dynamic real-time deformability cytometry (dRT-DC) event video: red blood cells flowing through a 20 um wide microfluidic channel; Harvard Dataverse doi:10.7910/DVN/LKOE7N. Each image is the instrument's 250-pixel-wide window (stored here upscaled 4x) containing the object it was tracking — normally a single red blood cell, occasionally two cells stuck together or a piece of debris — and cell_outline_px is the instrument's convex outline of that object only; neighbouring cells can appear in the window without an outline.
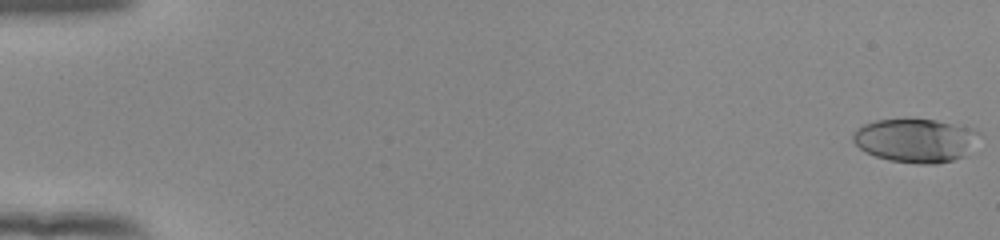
{"species": "human", "species_latin": "Homo sapiens", "temperature_condition": "room temperature", "stored_images_in_passage": 55, "camera_frame_rate_fps": 3000, "um_per_image_px": 0.085, "donor": {"sex": "female"}, "frame": {"image": 1, "passage_image": 1, "time_ms": 0.0, "image_size_px": [1000, 240], "cell_outline_px": [[980, 132], [964, 156], [952, 160], [936, 164], [916, 164], [888, 160], [864, 152], [852, 140], [852, 136], [856, 128], [864, 124], [876, 120], [912, 116], [936, 120], [972, 128]], "centroid_in_image_um": [77.75, 11.9], "position_along_channel_um": 7.3, "area_um2": 32.66}}
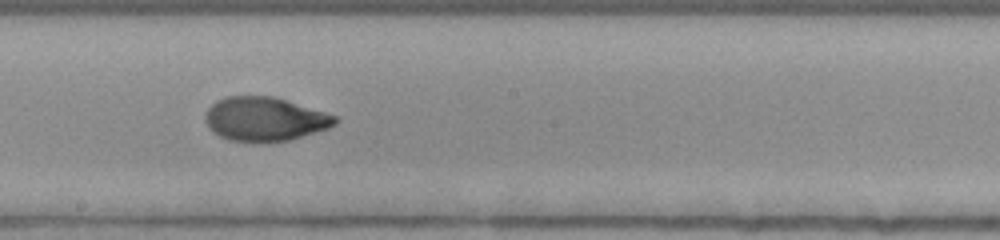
{"frame": {"image": 2, "passage_image": 32, "time_ms": 10.333, "image_size_px": [1000, 240], "cell_outline_px": [[340, 120], [336, 124], [328, 128], [288, 140], [256, 144], [252, 144], [228, 140], [212, 132], [208, 128], [204, 120], [204, 116], [208, 108], [216, 100], [228, 96], [272, 96], [324, 112], [336, 116]], "centroid_in_image_um": [22.44, 10.15], "position_along_channel_um": 225.8, "area_um2": 33.58}}
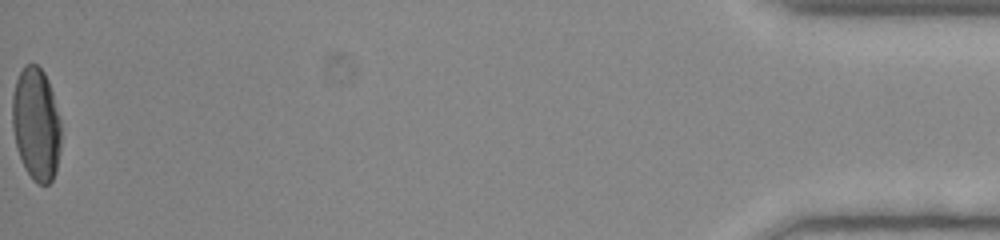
{"frame": {"image": 3, "passage_image": 55, "time_ms": 18.0, "image_size_px": [1000, 240], "cell_outline_px": [[60, 152], [56, 172], [52, 180], [48, 184], [36, 184], [32, 180], [24, 168], [16, 148], [12, 128], [12, 96], [16, 80], [24, 64], [36, 64], [44, 72], [48, 80], [52, 92], [60, 120]], "centroid_in_image_um": [3.06, 10.58], "position_along_channel_um": 432.1, "area_um2": 32.43}, "authors_computed_cell_mechanics": {"area_um2": 32.657, "velocity_mm_per_s": 3.8954, "shape_relaxation_time_tau1_ms": 5.2648, "shape_relaxation_time_tau2_ms": 1.0175, "deformation_change_tau1": 0.2159, "deformation_change_tau2": 0.0521}}